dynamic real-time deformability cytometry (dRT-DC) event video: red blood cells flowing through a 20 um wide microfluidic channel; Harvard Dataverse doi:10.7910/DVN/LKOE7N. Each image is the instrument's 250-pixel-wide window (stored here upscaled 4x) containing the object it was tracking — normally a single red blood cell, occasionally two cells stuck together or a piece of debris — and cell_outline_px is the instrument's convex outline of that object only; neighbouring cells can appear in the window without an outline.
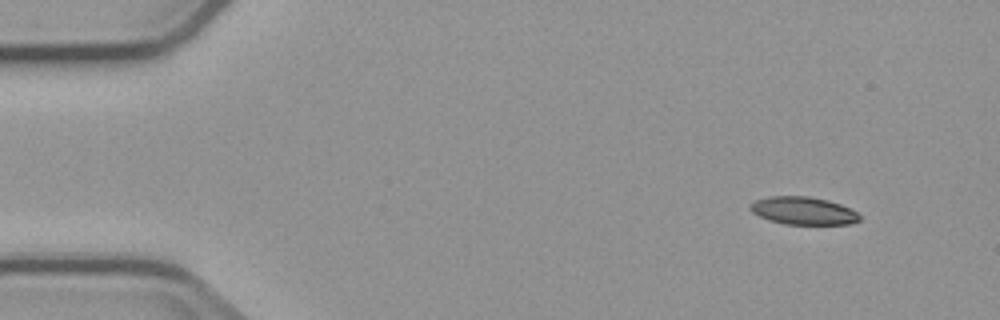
{"species": "common noctule bat (a hibernating species)", "species_latin": "Nyctalus noctula", "temperature_condition": "cold", "stored_images_in_passage": 5, "camera_frame_rate_fps": 3000, "um_per_image_px": 0.085, "animal": {"sex": "male", "body_mass_g": 23.1, "forearm_length_mm": 52.7}, "frame": {"image": 1, "passage_image": 1, "time_ms": 0.0, "image_size_px": [1000, 320], "cell_outline_px": [[860, 220], [852, 224], [784, 224], [768, 220], [752, 212], [748, 208], [748, 204], [756, 200], [768, 196], [808, 196], [828, 200], [840, 204], [856, 212], [860, 216]], "centroid_in_image_um": [68.24, 17.91], "position_along_channel_um": 16.8, "area_um2": 17.74}}
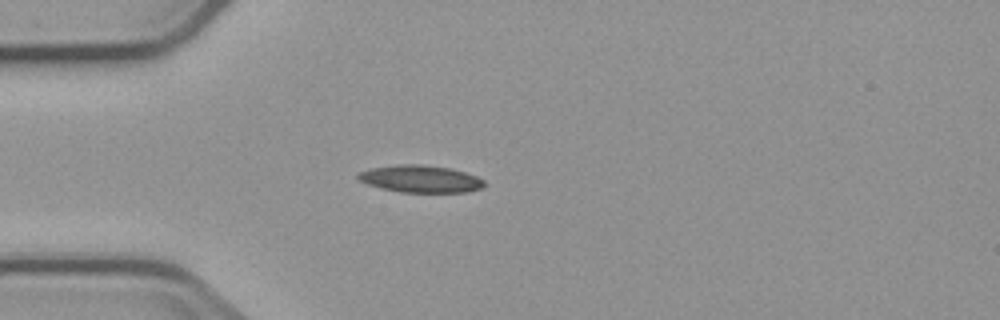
{"frame": {"image": 2, "passage_image": 4, "time_ms": 3.333, "image_size_px": [1000, 320], "cell_outline_px": [[484, 184], [480, 188], [468, 192], [400, 192], [380, 188], [368, 184], [360, 180], [356, 176], [356, 172], [372, 168], [400, 164], [420, 164], [448, 168], [464, 172], [476, 176], [484, 180]], "centroid_in_image_um": [35.7, 15.2], "position_along_channel_um": 49.3, "area_um2": 19.88}}